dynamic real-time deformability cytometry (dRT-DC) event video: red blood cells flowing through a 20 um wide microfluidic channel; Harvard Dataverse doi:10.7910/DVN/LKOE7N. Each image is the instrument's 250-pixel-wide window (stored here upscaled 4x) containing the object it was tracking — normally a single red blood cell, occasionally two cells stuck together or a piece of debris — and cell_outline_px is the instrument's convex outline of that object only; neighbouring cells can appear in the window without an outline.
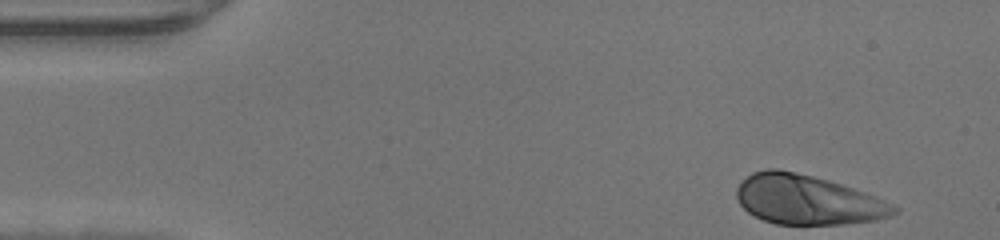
{"species": "human", "species_latin": "Homo sapiens", "temperature_condition": "warm", "stored_images_in_passage": 35, "camera_frame_rate_fps": 3000, "um_per_image_px": 0.085, "donor": {"sex": "male"}, "frame": {"image": 1, "passage_image": 1, "time_ms": 0.0, "image_size_px": [1000, 240], "cell_outline_px": [[900, 212], [876, 220], [840, 224], [776, 224], [764, 220], [748, 212], [740, 204], [736, 196], [736, 188], [752, 172], [768, 168], [776, 168], [796, 172], [828, 180], [864, 192], [884, 200], [900, 208]], "centroid_in_image_um": [68.63, 16.98], "position_along_channel_um": 16.4, "area_um2": 45.08}}
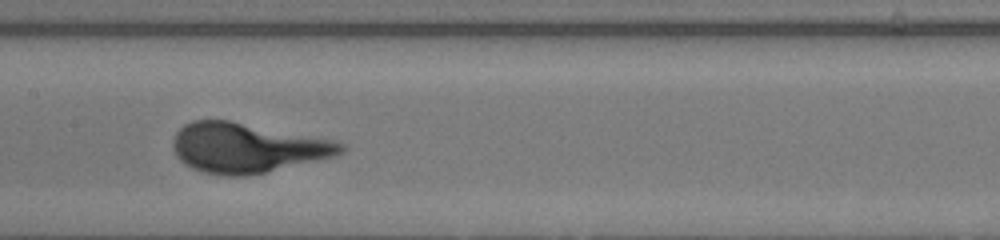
{"frame": {"image": 2, "passage_image": 20, "time_ms": 6.333, "image_size_px": [1000, 240], "cell_outline_px": [[344, 152], [332, 156], [264, 172], [244, 176], [228, 176], [204, 172], [192, 168], [184, 164], [176, 156], [172, 144], [172, 140], [176, 132], [184, 124], [192, 120], [228, 120], [328, 140], [344, 144]], "centroid_in_image_um": [20.88, 12.56], "position_along_channel_um": 186.5, "area_um2": 47.57}}
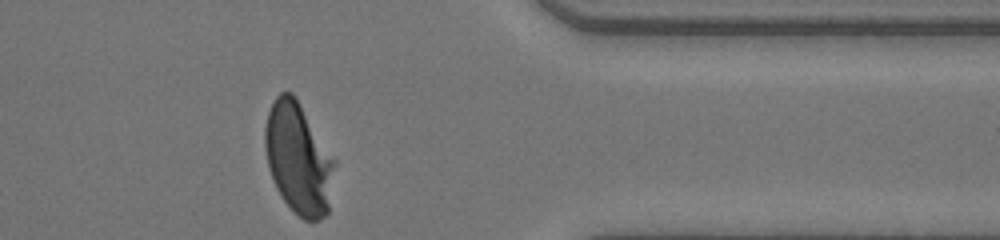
{"frame": {"image": 3, "passage_image": 35, "time_ms": 11.333, "image_size_px": [1000, 240], "cell_outline_px": [[336, 160], [328, 212], [320, 220], [304, 220], [284, 200], [276, 188], [272, 180], [268, 168], [264, 148], [264, 128], [268, 112], [276, 96], [280, 92], [292, 92]], "centroid_in_image_um": [25.35, 13.47], "position_along_channel_um": 386.1, "area_um2": 44.91}}